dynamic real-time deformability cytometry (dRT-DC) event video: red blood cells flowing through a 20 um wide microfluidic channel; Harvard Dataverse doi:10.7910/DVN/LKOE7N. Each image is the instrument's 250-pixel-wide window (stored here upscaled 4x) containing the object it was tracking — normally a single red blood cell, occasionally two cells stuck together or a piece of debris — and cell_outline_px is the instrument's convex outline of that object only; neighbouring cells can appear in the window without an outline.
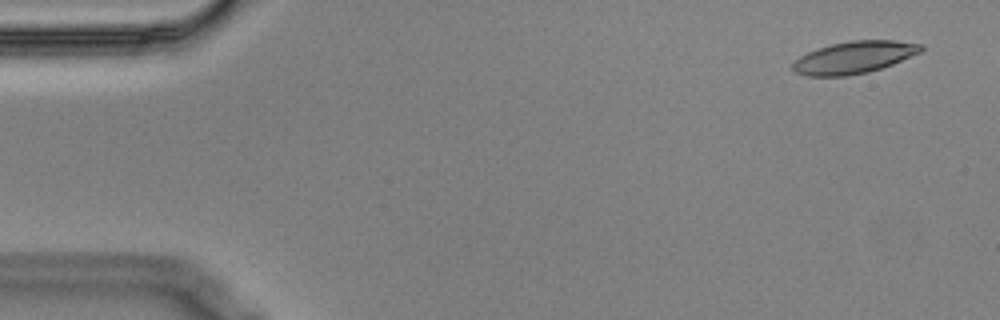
{"species": "Egyptian fruit bat (a non-hibernating species)", "species_latin": "Rousettus aegyptiacus", "temperature_condition": "cold", "stored_images_in_passage": 56, "camera_frame_rate_fps": 3000, "um_per_image_px": 0.085, "animal": {"sex": "male"}, "frame": {"image": 1, "passage_image": 3, "time_ms": 0.667, "image_size_px": [1000, 320], "cell_outline_px": [[924, 48], [920, 52], [892, 64], [868, 72], [848, 76], [804, 76], [796, 72], [792, 68], [792, 64], [800, 56], [808, 52], [832, 44], [852, 40], [896, 40], [924, 44]], "centroid_in_image_um": [72.61, 4.88], "position_along_channel_um": 12.4, "area_um2": 23.93}}
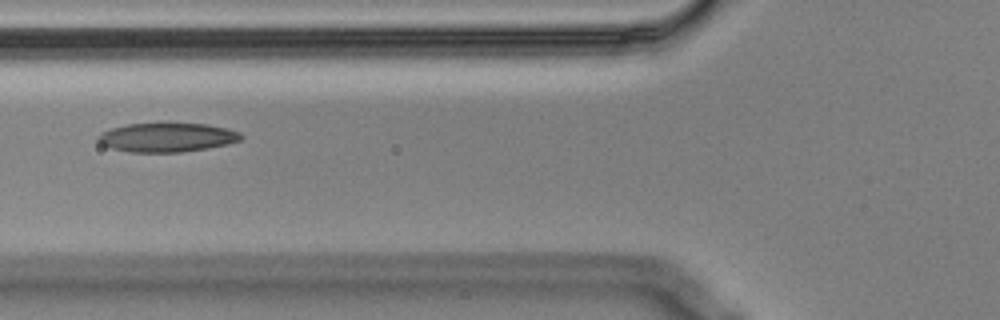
{"frame": {"image": 2, "passage_image": 21, "time_ms": 6.667, "image_size_px": [1000, 320], "cell_outline_px": [[244, 136], [240, 140], [228, 144], [208, 148], [180, 152], [128, 152], [112, 148], [100, 144], [96, 140], [96, 136], [100, 132], [112, 128], [128, 124], [208, 124], [228, 128], [240, 132]], "centroid_in_image_um": [14.19, 11.68], "position_along_channel_um": 111.6, "area_um2": 24.22}}
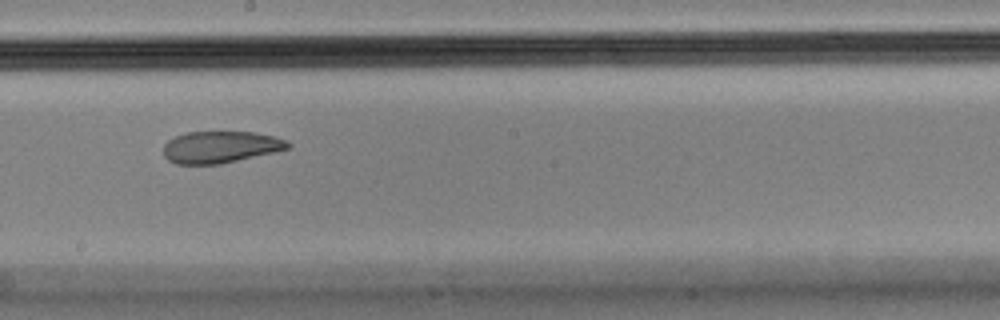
{"frame": {"image": 3, "passage_image": 31, "time_ms": 10.0, "image_size_px": [1000, 320], "cell_outline_px": [[292, 144], [288, 148], [276, 152], [220, 164], [176, 164], [168, 160], [164, 156], [164, 144], [168, 140], [176, 136], [188, 132], [256, 132], [276, 136], [288, 140]], "centroid_in_image_um": [18.78, 12.49], "position_along_channel_um": 229.4, "area_um2": 23.24}, "authors_computed_cell_mechanics": {"area_um2": 24.7384, "velocity_mm_per_s": 3.5345, "shape_relaxation_time_tau1_ms": null, "shape_relaxation_time_tau2_ms": 2.9586, "deformation_change_tau1": null, "deformation_change_tau2": 0.0867}}